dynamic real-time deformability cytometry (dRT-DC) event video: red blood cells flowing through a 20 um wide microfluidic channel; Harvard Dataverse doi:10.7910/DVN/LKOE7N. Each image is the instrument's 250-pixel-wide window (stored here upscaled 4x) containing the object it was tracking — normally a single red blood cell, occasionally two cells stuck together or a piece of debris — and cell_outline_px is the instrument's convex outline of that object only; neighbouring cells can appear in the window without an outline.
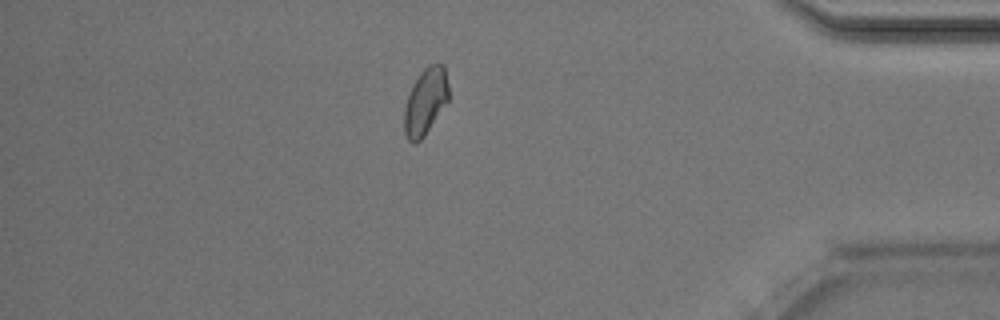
{"species": "Egyptian fruit bat (a non-hibernating species)", "species_latin": "Rousettus aegyptiacus", "temperature_condition": "room temperature", "stored_images_in_passage": 47, "camera_frame_rate_fps": 3000, "um_per_image_px": 0.085, "animal": {"sex": "male"}, "frame": {"image": 1, "passage_image": 40, "time_ms": 13.0, "image_size_px": [1000, 320], "cell_outline_px": [[448, 100], [424, 136], [416, 144], [412, 144], [408, 140], [404, 132], [404, 108], [408, 96], [420, 72], [428, 64], [444, 64], [448, 84]], "centroid_in_image_um": [36.15, 8.64], "position_along_channel_um": 399.0, "area_um2": 17.05}, "authors_computed_cell_mechanics": {"area_um2": 17.5712, "velocity_mm_per_s": 4.0187, "shape_relaxation_time_tau1_ms": 7.1352, "shape_relaxation_time_tau2_ms": 3.0754, "deformation_change_tau1": 0.1207, "deformation_change_tau2": 0.0766}}